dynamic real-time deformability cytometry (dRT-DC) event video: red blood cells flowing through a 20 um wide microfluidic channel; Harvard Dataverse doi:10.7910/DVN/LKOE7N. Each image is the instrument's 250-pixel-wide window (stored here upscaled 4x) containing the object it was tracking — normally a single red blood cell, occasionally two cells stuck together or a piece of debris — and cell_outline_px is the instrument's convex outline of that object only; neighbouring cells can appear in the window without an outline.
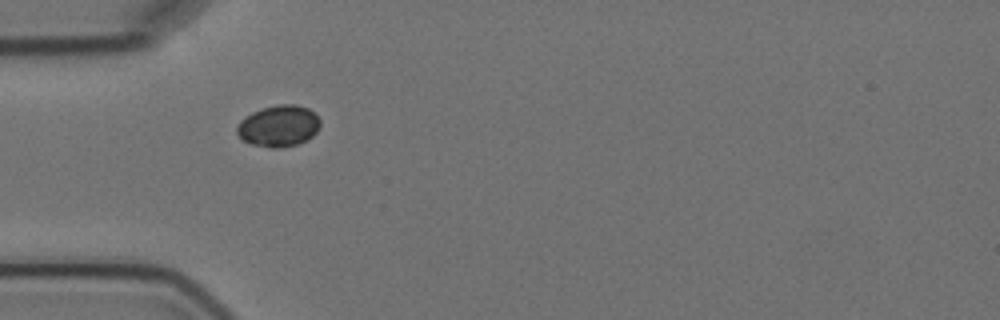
{"species": "Egyptian fruit bat (a non-hibernating species)", "species_latin": "Rousettus aegyptiacus", "temperature_condition": "cold", "stored_images_in_passage": 6, "camera_frame_rate_fps": 3000, "um_per_image_px": 0.085, "animal": {"sex": "female"}, "frame": {"image": 1, "passage_image": 5, "time_ms": 5.0, "image_size_px": [1000, 320], "cell_outline_px": [[320, 124], [316, 132], [308, 140], [296, 144], [280, 148], [268, 148], [252, 144], [244, 140], [236, 132], [236, 128], [240, 120], [252, 112], [260, 108], [276, 104], [296, 104], [308, 108], [320, 120]], "centroid_in_image_um": [23.67, 10.7], "position_along_channel_um": 61.3, "area_um2": 20.17}}
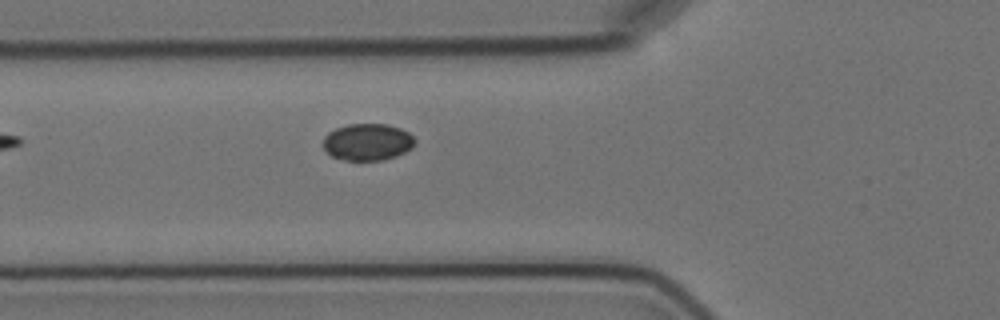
{"frame": {"image": 2, "passage_image": 6, "time_ms": 6.0, "image_size_px": [1000, 320], "cell_outline_px": [[416, 140], [412, 148], [396, 156], [380, 160], [344, 160], [332, 156], [324, 148], [324, 136], [328, 132], [336, 128], [348, 124], [388, 124], [400, 128], [408, 132]], "centroid_in_image_um": [31.25, 12.06], "position_along_channel_um": 94.6, "area_um2": 19.65}}